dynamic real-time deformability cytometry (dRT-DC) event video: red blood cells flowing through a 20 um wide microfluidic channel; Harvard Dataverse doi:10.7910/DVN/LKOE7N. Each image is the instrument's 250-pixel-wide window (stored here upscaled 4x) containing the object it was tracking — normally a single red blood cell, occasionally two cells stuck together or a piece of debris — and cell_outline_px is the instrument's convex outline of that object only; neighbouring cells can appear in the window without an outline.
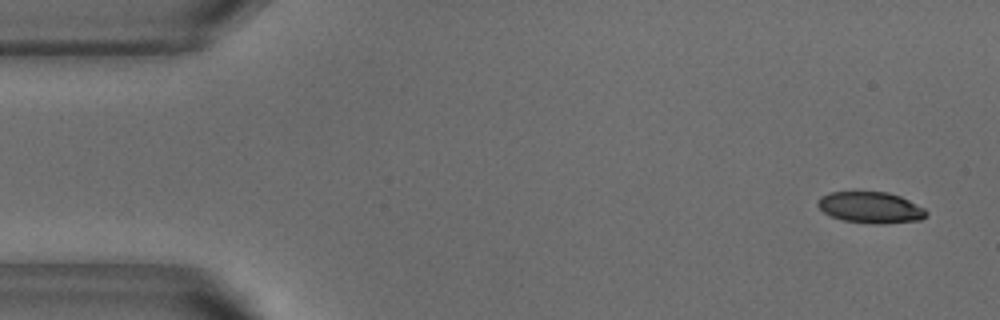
{"species": "common noctule bat (a hibernating species)", "species_latin": "Nyctalus noctula", "temperature_condition": "warm", "stored_images_in_passage": 50, "camera_frame_rate_fps": 3000, "um_per_image_px": 0.085, "animal": {"sex": "male", "body_mass_g": 18.8}, "frame": {"image": 1, "passage_image": 1, "time_ms": 0.0, "image_size_px": [1000, 320], "cell_outline_px": [[928, 212], [920, 220], [884, 224], [876, 224], [844, 220], [832, 216], [824, 212], [816, 204], [820, 196], [828, 192], [888, 192], [900, 196], [924, 208]], "centroid_in_image_um": [73.99, 17.63], "position_along_channel_um": 11.0, "area_um2": 19.65}}
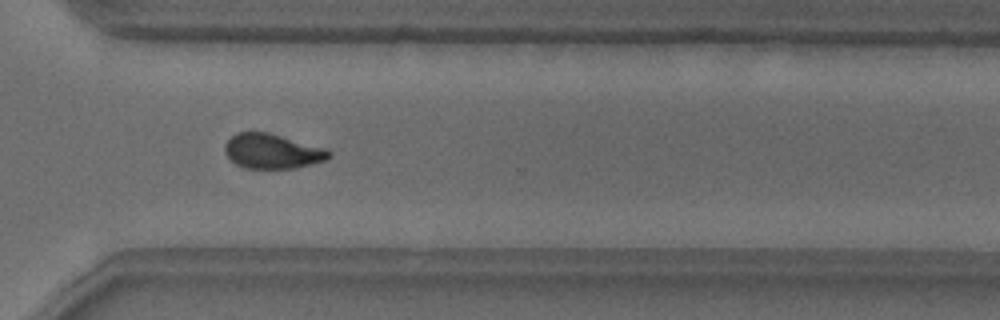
{"frame": {"image": 2, "passage_image": 36, "time_ms": 11.667, "image_size_px": [1000, 320], "cell_outline_px": [[332, 156], [324, 160], [296, 168], [244, 168], [236, 164], [224, 152], [224, 144], [236, 132], [268, 132], [328, 148], [332, 152]], "centroid_in_image_um": [23.16, 12.84], "position_along_channel_um": 347.4, "area_um2": 21.21}}
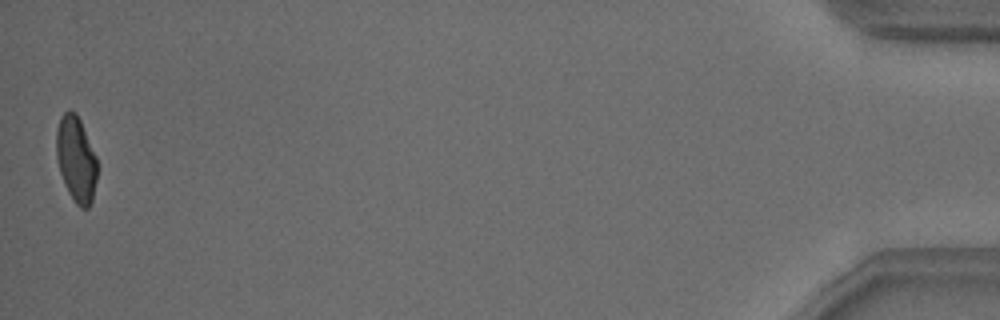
{"frame": {"image": 3, "passage_image": 50, "time_ms": 16.333, "image_size_px": [1000, 320], "cell_outline_px": [[96, 180], [92, 200], [88, 208], [80, 208], [72, 200], [64, 184], [60, 172], [56, 156], [56, 132], [60, 116], [68, 108], [76, 112], [80, 120], [96, 156]], "centroid_in_image_um": [6.45, 13.51], "position_along_channel_um": 428.8, "area_um2": 20.46}, "authors_computed_cell_mechanics": {"area_um2": 21.5016, "velocity_mm_per_s": 3.8325, "shape_relaxation_time_tau1_ms": 6.3822, "shape_relaxation_time_tau2_ms": 1.5488, "deformation_change_tau1": 0.183, "deformation_change_tau2": 0.078}}